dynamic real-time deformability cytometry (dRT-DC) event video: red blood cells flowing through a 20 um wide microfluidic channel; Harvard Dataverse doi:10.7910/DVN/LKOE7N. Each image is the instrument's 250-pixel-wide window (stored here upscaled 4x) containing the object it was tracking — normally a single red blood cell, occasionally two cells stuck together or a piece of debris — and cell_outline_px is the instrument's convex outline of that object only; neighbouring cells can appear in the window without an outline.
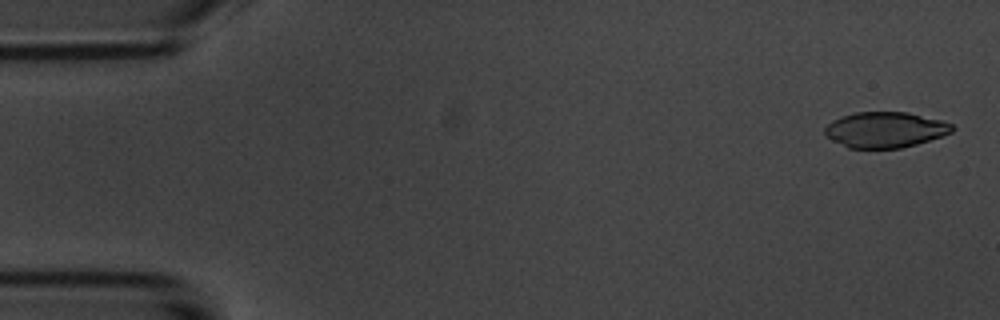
{"species": "common noctule bat (a hibernating species)", "species_latin": "Nyctalus noctula", "temperature_condition": "room temperature", "stored_images_in_passage": 7, "camera_frame_rate_fps": 3000, "um_per_image_px": 0.085, "animal": {"sex": "male", "body_mass_g": 20.1, "forearm_length_mm": 53.5}, "frame": {"image": 1, "passage_image": 1, "time_ms": 0.0, "image_size_px": [1000, 320], "cell_outline_px": [[956, 128], [952, 132], [916, 144], [900, 148], [848, 148], [824, 136], [824, 128], [832, 120], [856, 112], [908, 112], [940, 120], [952, 124]], "centroid_in_image_um": [75.22, 11.03], "position_along_channel_um": 9.8, "area_um2": 26.36}}
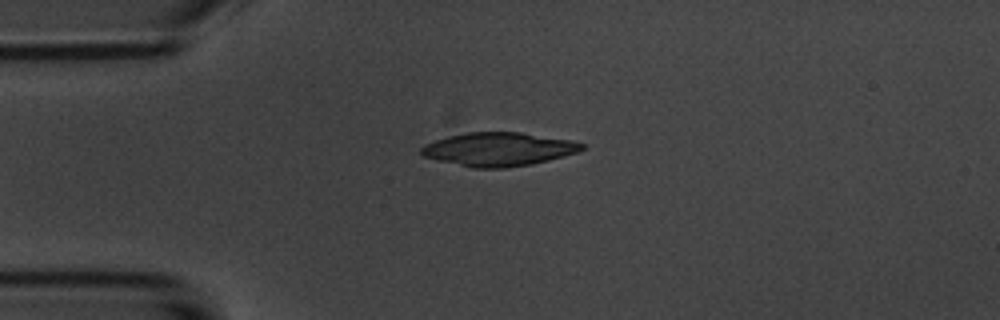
{"frame": {"image": 2, "passage_image": 3, "time_ms": 3.667, "image_size_px": [1000, 320], "cell_outline_px": [[584, 148], [576, 152], [564, 156], [532, 164], [504, 168], [472, 168], [424, 156], [420, 152], [420, 148], [436, 140], [448, 136], [468, 132], [520, 132], [572, 140], [584, 144]], "centroid_in_image_um": [42.4, 12.68], "position_along_channel_um": 42.6, "area_um2": 31.1}}